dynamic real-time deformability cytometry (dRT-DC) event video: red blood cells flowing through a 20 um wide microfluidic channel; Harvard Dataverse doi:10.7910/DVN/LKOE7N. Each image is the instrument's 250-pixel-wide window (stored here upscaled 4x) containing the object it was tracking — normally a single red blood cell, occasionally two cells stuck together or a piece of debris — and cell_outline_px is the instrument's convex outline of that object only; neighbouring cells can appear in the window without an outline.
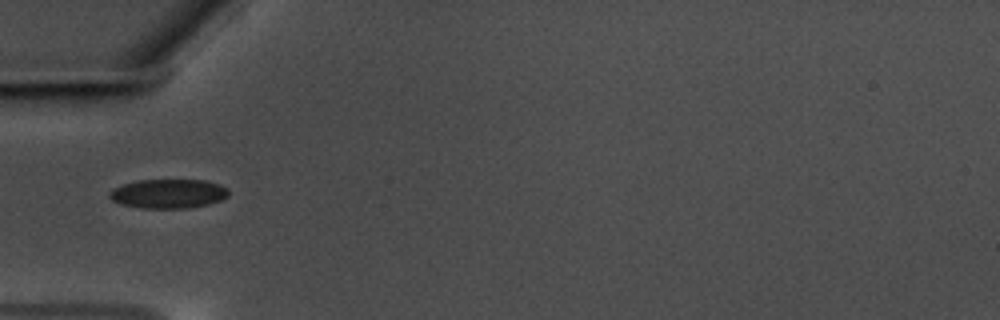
{"species": "common noctule bat (a hibernating species)", "species_latin": "Nyctalus noctula", "temperature_condition": "warm", "stored_images_in_passage": 39, "camera_frame_rate_fps": 3000, "um_per_image_px": 0.085, "animal": {"sex": "male", "body_mass_g": 17.5, "forearm_length_mm": 52.3}, "frame": {"image": 1, "passage_image": 1, "time_ms": 0.0, "image_size_px": [1000, 320], "cell_outline_px": [[228, 196], [220, 200], [208, 204], [188, 208], [144, 208], [120, 204], [112, 200], [108, 196], [108, 192], [112, 188], [136, 180], [204, 180], [220, 184], [228, 188]], "centroid_in_image_um": [14.29, 16.46], "position_along_channel_um": 70.7, "area_um2": 20.35}}
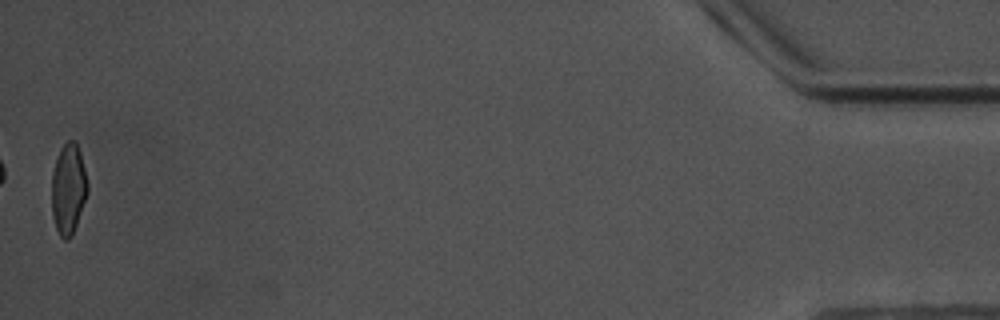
{"frame": {"image": 2, "passage_image": 39, "time_ms": 12.667, "image_size_px": [1000, 320], "cell_outline_px": [[88, 192], [72, 236], [68, 240], [64, 240], [60, 236], [56, 228], [52, 216], [52, 172], [60, 148], [68, 140], [72, 140], [76, 144], [80, 152], [88, 184]], "centroid_in_image_um": [5.8, 16.09], "position_along_channel_um": 429.4, "area_um2": 18.84}, "authors_computed_cell_mechanics": {"area_um2": 19.7098, "velocity_mm_per_s": 3.5589, "shape_relaxation_time_tau1_ms": 4.0184, "shape_relaxation_time_tau2_ms": 1.3836, "deformation_change_tau1": 0.1221, "deformation_change_tau2": 0.0554}}